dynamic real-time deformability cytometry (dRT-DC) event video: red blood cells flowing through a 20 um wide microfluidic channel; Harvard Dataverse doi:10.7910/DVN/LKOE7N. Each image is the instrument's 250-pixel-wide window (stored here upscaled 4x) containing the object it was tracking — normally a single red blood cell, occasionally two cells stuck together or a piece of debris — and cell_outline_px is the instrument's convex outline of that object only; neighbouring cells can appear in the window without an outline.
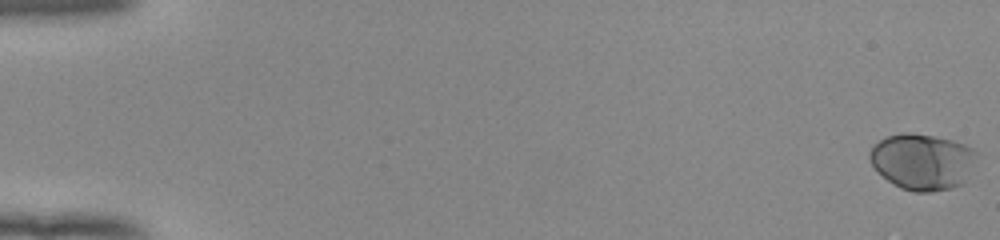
{"species": "human", "species_latin": "Homo sapiens", "temperature_condition": "room temperature", "stored_images_in_passage": 55, "camera_frame_rate_fps": 3000, "um_per_image_px": 0.085, "donor": {"sex": "female"}, "frame": {"image": 1, "passage_image": 1, "time_ms": 0.0, "image_size_px": [1000, 240], "cell_outline_px": [[976, 156], [964, 184], [952, 188], [932, 192], [912, 192], [900, 188], [876, 172], [868, 156], [868, 152], [872, 144], [888, 136], [904, 132], [908, 132], [936, 136], [952, 140], [964, 144], [972, 148], [976, 152]], "centroid_in_image_um": [78.37, 13.74], "position_along_channel_um": 6.6, "area_um2": 35.32}}
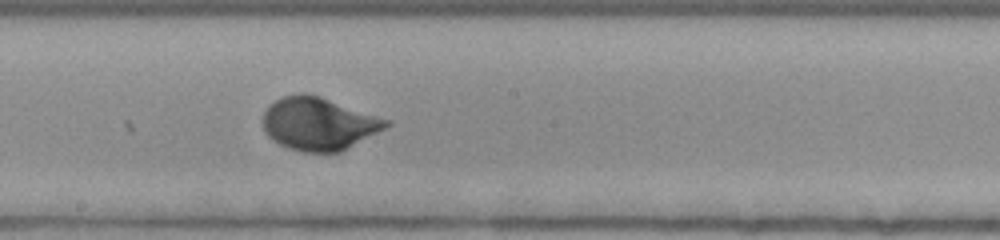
{"frame": {"image": 2, "passage_image": 32, "time_ms": 10.333, "image_size_px": [1000, 240], "cell_outline_px": [[392, 124], [340, 152], [304, 152], [288, 148], [272, 140], [264, 132], [260, 120], [268, 104], [280, 96], [300, 92], [304, 92], [320, 96], [392, 120]], "centroid_in_image_um": [27.04, 10.49], "position_along_channel_um": 221.2, "area_um2": 38.44}}
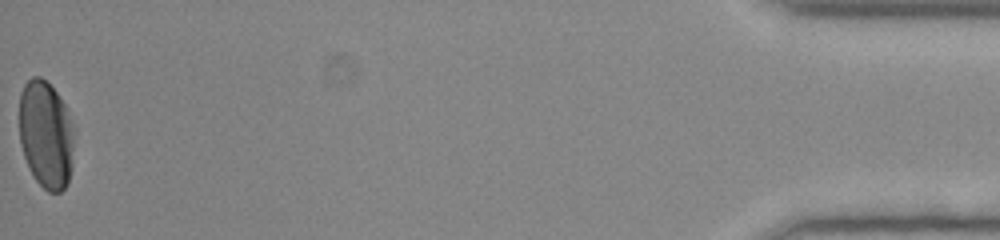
{"frame": {"image": 3, "passage_image": 55, "time_ms": 18.0, "image_size_px": [1000, 240], "cell_outline_px": [[72, 148], [68, 184], [60, 192], [48, 192], [32, 176], [28, 168], [20, 144], [20, 92], [24, 84], [32, 76], [40, 76], [56, 92], [64, 104], [72, 124]], "centroid_in_image_um": [3.87, 11.44], "position_along_channel_um": 431.3, "area_um2": 34.04}, "authors_computed_cell_mechanics": {"area_um2": 34.9112, "velocity_mm_per_s": 3.9082, "shape_relaxation_time_tau1_ms": 2.5261, "shape_relaxation_time_tau2_ms": null, "deformation_change_tau1": 0.155, "deformation_change_tau2": null}}